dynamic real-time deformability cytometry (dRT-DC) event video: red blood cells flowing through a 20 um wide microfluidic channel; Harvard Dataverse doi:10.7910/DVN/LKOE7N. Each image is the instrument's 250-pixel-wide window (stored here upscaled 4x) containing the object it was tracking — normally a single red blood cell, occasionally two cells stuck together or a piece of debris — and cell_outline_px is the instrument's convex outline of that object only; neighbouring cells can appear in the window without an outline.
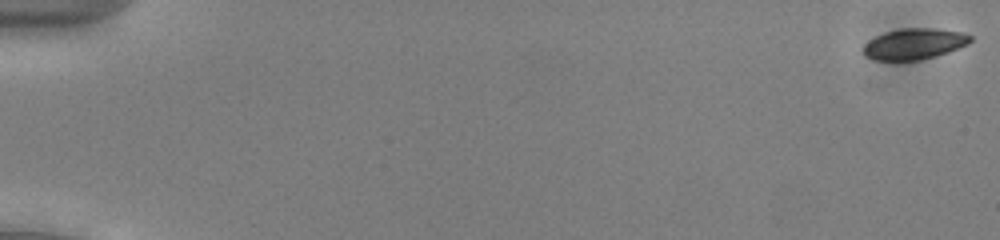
{"species": "common noctule bat (a hibernating species)", "species_latin": "Nyctalus noctula", "temperature_condition": "cold", "stored_images_in_passage": 18, "camera_frame_rate_fps": 3000, "um_per_image_px": 0.085, "animal": {"sex": "male", "body_mass_g": 13.0, "forearm_length_mm": 53.1}, "frame": {"image": 1, "passage_image": 1, "time_ms": 0.0, "image_size_px": [1000, 240], "cell_outline_px": [[972, 40], [968, 44], [948, 52], [936, 56], [920, 60], [876, 60], [868, 56], [864, 52], [864, 44], [876, 36], [888, 32], [904, 28], [932, 28], [964, 32], [972, 36]], "centroid_in_image_um": [77.77, 3.73], "position_along_channel_um": 7.2, "area_um2": 19.07}}
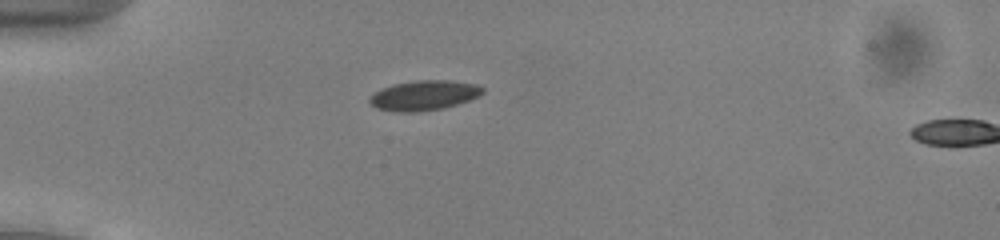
{"frame": {"image": 2, "passage_image": 16, "time_ms": 5.0, "image_size_px": [1000, 240], "cell_outline_px": [[484, 92], [480, 96], [444, 108], [416, 112], [392, 112], [376, 108], [368, 100], [376, 92], [392, 84], [416, 80], [452, 80], [476, 84], [484, 88]], "centroid_in_image_um": [36.06, 8.11], "position_along_channel_um": 48.9, "area_um2": 19.71}}